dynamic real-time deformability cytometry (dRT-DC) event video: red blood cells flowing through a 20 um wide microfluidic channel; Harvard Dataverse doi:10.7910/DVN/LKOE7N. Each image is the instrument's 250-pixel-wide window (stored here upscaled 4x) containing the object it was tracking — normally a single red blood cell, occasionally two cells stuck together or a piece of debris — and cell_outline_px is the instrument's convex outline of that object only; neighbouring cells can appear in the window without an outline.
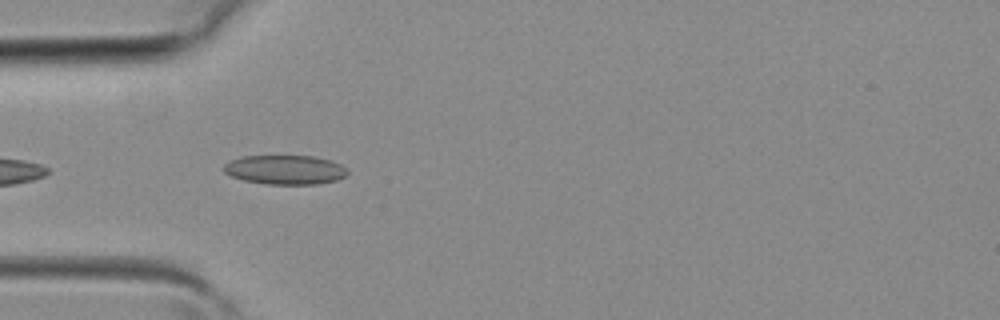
{"species": "common noctule bat (a hibernating species)", "species_latin": "Nyctalus noctula", "temperature_condition": "room temperature", "stored_images_in_passage": 8, "camera_frame_rate_fps": 3000, "um_per_image_px": 0.085, "animal": {"sex": "female", "body_mass_g": 19.3, "forearm_length_mm": 54.1}, "frame": {"image": 1, "passage_image": 1, "time_ms": 0.0, "image_size_px": [1000, 320], "cell_outline_px": [[348, 172], [344, 176], [336, 180], [316, 184], [264, 184], [244, 180], [232, 176], [224, 172], [224, 164], [228, 160], [240, 156], [312, 156], [332, 160], [340, 164]], "centroid_in_image_um": [24.19, 14.42], "position_along_channel_um": 60.8, "area_um2": 21.1}}